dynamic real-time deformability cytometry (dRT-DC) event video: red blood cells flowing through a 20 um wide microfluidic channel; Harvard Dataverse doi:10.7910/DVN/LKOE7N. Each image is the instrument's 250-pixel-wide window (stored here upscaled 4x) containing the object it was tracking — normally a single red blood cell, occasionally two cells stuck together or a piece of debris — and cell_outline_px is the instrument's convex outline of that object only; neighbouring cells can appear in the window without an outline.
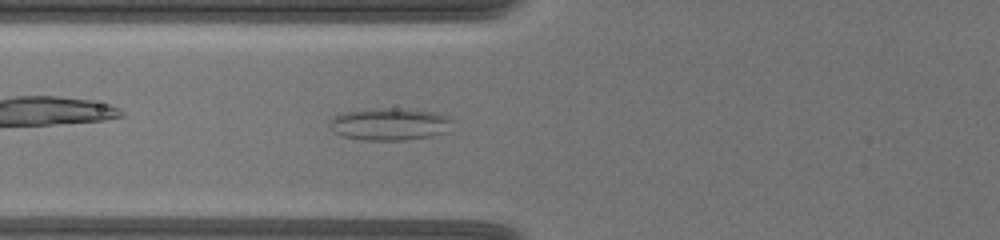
{"species": "common noctule bat (a hibernating species)", "species_latin": "Nyctalus noctula", "temperature_condition": "warm", "stored_images_in_passage": 46, "camera_frame_rate_fps": 3000, "um_per_image_px": 0.085, "animal": {"sex": "female", "body_mass_g": 19.5, "forearm_length_mm": 54.1}, "frame": {"image": 1, "passage_image": 10, "time_ms": 3.0, "image_size_px": [1000, 240], "cell_outline_px": [[452, 132], [432, 136], [404, 140], [360, 140], [340, 136], [328, 128], [328, 124], [336, 116], [344, 112], [372, 108], [404, 108], [432, 112], [448, 116], [452, 120]], "centroid_in_image_um": [33.15, 10.56], "position_along_channel_um": 92.7, "area_um2": 23.58}}
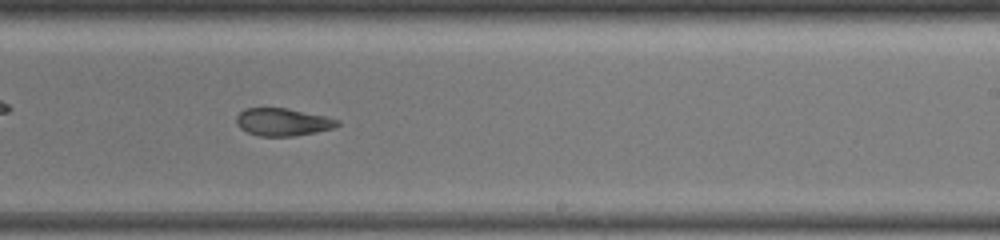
{"frame": {"image": 2, "passage_image": 25, "time_ms": 8.0, "image_size_px": [1000, 240], "cell_outline_px": [[340, 124], [332, 128], [316, 132], [292, 136], [260, 136], [248, 132], [240, 128], [236, 124], [236, 116], [244, 108], [288, 108], [324, 116], [340, 120]], "centroid_in_image_um": [24.01, 10.37], "position_along_channel_um": 265.0, "area_um2": 16.18}}
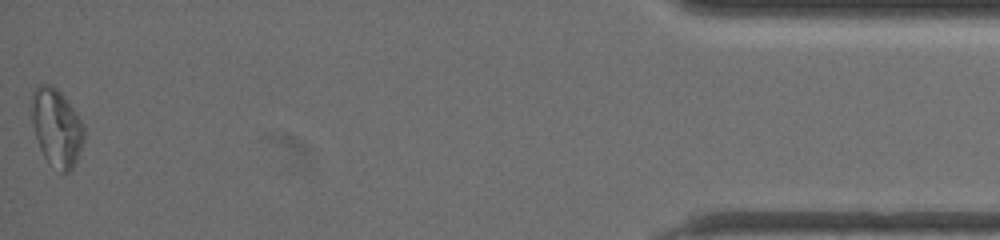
{"frame": {"image": 3, "passage_image": 46, "time_ms": 15.0, "image_size_px": [1000, 240], "cell_outline_px": [[84, 140], [80, 152], [72, 168], [68, 172], [60, 172], [44, 156], [40, 148], [32, 124], [32, 92], [40, 84], [52, 84], [64, 96], [84, 124]], "centroid_in_image_um": [4.82, 10.82], "position_along_channel_um": 430.4, "area_um2": 23.47}, "authors_computed_cell_mechanics": {"area_um2": 19.1607, "velocity_mm_per_s": 3.4423, "shape_relaxation_time_tau1_ms": null, "shape_relaxation_time_tau2_ms": 2.6604, "deformation_change_tau1": null, "deformation_change_tau2": 0.0869}}